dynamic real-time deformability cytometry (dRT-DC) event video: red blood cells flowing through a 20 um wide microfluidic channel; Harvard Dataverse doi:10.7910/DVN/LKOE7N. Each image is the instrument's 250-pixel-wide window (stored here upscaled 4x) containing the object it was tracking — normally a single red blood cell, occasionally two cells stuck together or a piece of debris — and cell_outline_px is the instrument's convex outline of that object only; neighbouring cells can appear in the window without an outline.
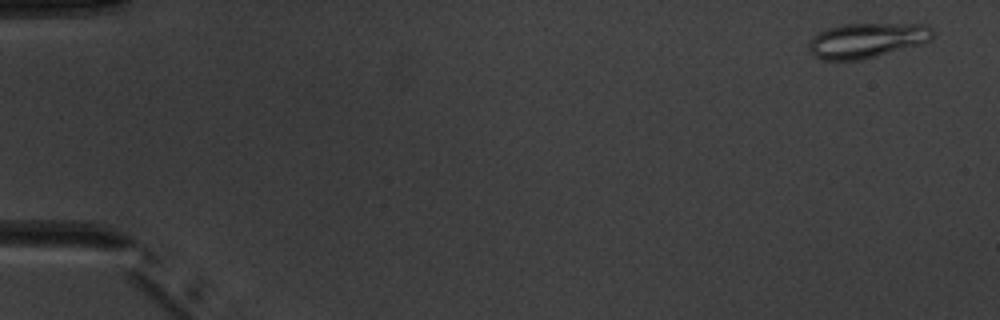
{"species": "common noctule bat (a hibernating species)", "species_latin": "Nyctalus noctula", "temperature_condition": "warm", "stored_images_in_passage": 5, "camera_frame_rate_fps": 3000, "um_per_image_px": 0.085, "animal": {"sex": "male", "body_mass_g": 20.1, "forearm_length_mm": 53.5}, "frame": {"image": 1, "passage_image": 1, "time_ms": 0.0, "image_size_px": [1000, 320], "cell_outline_px": [[936, 32], [932, 40], [920, 44], [876, 56], [860, 60], [824, 60], [816, 56], [808, 48], [808, 44], [820, 32], [828, 28], [844, 24], [928, 24]], "centroid_in_image_um": [73.76, 3.42], "position_along_channel_um": 11.2, "area_um2": 25.03}}
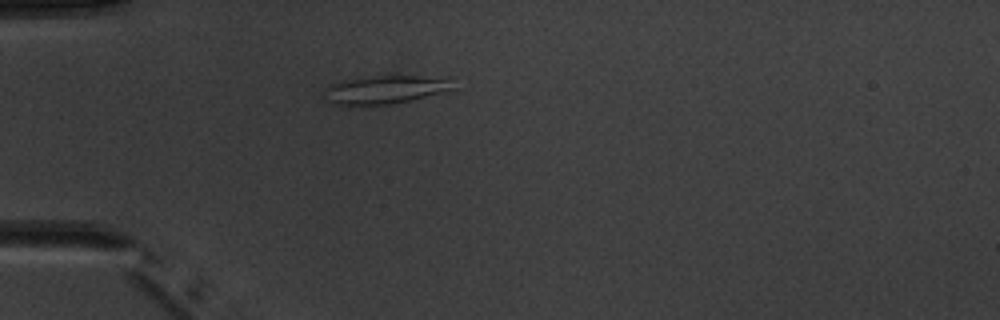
{"frame": {"image": 2, "passage_image": 4, "time_ms": 4.333, "image_size_px": [1000, 320], "cell_outline_px": [[456, 88], [448, 92], [396, 104], [332, 104], [328, 100], [324, 92], [324, 88], [340, 80], [372, 76], [448, 76]], "centroid_in_image_um": [32.86, 7.6], "position_along_channel_um": 52.1, "area_um2": 21.62}}